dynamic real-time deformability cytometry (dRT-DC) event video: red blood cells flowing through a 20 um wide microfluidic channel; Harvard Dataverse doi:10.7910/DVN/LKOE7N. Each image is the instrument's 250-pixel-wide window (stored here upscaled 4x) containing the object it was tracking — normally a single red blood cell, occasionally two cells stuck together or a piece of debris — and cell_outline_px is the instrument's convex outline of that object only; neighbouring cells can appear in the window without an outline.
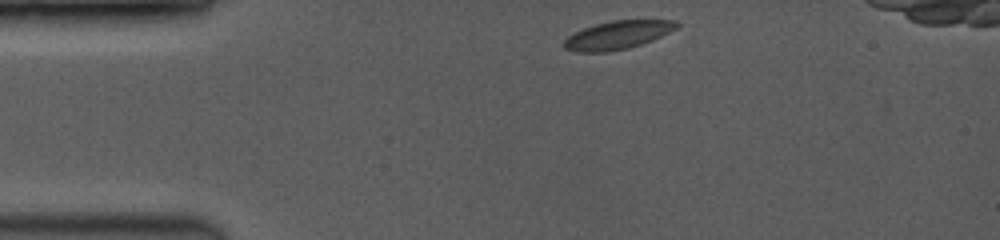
{"species": "common noctule bat (a hibernating species)", "species_latin": "Nyctalus noctula", "temperature_condition": "room temperature", "stored_images_in_passage": 12, "camera_frame_rate_fps": 3500, "um_per_image_px": 0.085, "animal": {"sex": "female", "body_mass_g": 19.0, "forearm_length_mm": 53.3}, "frame": {"image": 1, "passage_image": 1, "time_ms": 0.0, "image_size_px": [1000, 240], "cell_outline_px": [[680, 24], [676, 28], [652, 40], [628, 48], [608, 52], [576, 52], [564, 48], [564, 40], [568, 36], [584, 28], [596, 24], [612, 20], [676, 20]], "centroid_in_image_um": [52.49, 2.98], "position_along_channel_um": 32.5, "area_um2": 18.38}}